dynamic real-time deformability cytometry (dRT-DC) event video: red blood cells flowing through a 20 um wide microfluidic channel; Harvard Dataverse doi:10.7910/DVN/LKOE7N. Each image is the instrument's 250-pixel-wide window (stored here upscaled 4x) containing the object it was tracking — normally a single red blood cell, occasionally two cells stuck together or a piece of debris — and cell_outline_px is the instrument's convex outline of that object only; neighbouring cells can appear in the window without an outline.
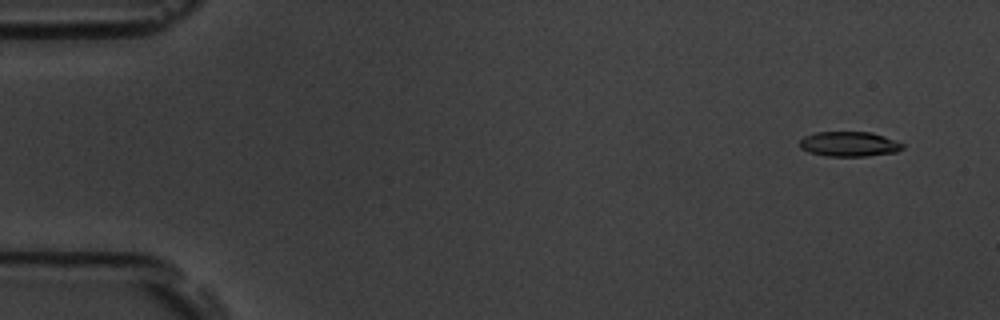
{"species": "common noctule bat (a hibernating species)", "species_latin": "Nyctalus noctula", "temperature_condition": "room temperature", "stored_images_in_passage": 55, "camera_frame_rate_fps": 3000, "um_per_image_px": 0.085, "animal": {"sex": "male", "body_mass_g": 19.5, "forearm_length_mm": 54.6}, "frame": {"image": 1, "passage_image": 4, "time_ms": 1.0, "image_size_px": [1000, 320], "cell_outline_px": [[904, 148], [896, 152], [864, 156], [828, 156], [808, 152], [800, 148], [800, 140], [804, 136], [816, 132], [872, 132], [884, 136], [904, 144]], "centroid_in_image_um": [72.17, 12.24], "position_along_channel_um": 12.8, "area_um2": 14.91}}
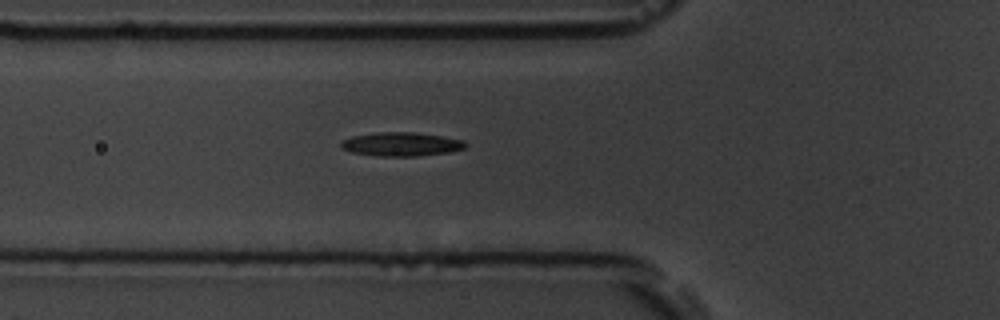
{"frame": {"image": 2, "passage_image": 20, "time_ms": 6.333, "image_size_px": [1000, 320], "cell_outline_px": [[468, 144], [464, 148], [448, 152], [416, 156], [376, 156], [352, 152], [340, 148], [340, 140], [352, 136], [376, 132], [416, 132], [464, 140]], "centroid_in_image_um": [34.06, 12.25], "position_along_channel_um": 91.7, "area_um2": 17.34}}
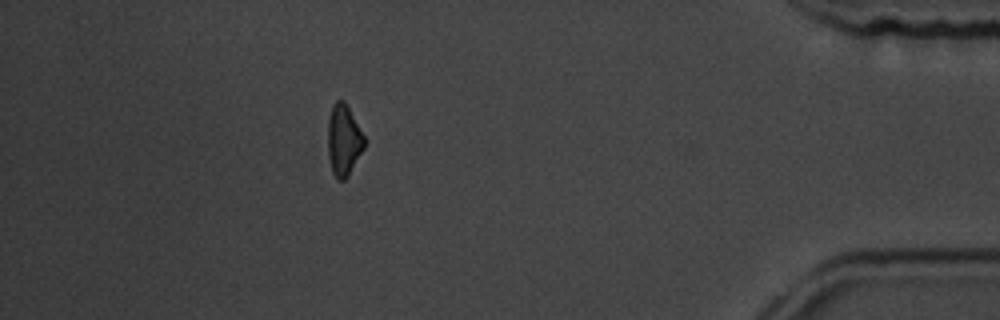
{"frame": {"image": 3, "passage_image": 49, "time_ms": 16.0, "image_size_px": [1000, 320], "cell_outline_px": [[364, 148], [348, 176], [344, 180], [336, 180], [332, 172], [328, 156], [328, 120], [332, 104], [336, 100], [344, 100], [364, 136]], "centroid_in_image_um": [29.19, 11.93], "position_along_channel_um": 406.0, "area_um2": 15.09}}